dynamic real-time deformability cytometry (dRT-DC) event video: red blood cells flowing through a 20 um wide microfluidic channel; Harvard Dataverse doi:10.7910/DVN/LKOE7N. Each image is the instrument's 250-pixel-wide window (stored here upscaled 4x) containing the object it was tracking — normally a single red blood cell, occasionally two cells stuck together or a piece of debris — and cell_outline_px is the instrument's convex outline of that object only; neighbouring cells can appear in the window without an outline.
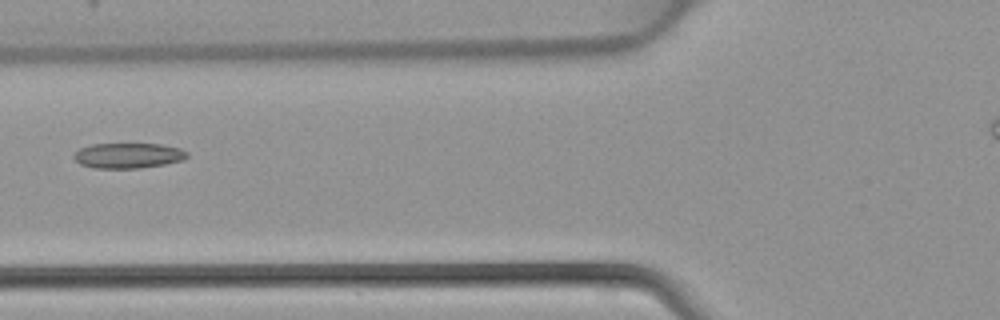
{"species": "common noctule bat (a hibernating species)", "species_latin": "Nyctalus noctula", "temperature_condition": "warm", "stored_images_in_passage": 42, "camera_frame_rate_fps": 3000, "um_per_image_px": 0.085, "animal": {"sex": "female", "body_mass_g": 22.7, "forearm_length_mm": 54.2}, "frame": {"image": 1, "passage_image": 18, "time_ms": 5.667, "image_size_px": [1000, 320], "cell_outline_px": [[188, 156], [184, 160], [164, 164], [140, 168], [92, 168], [80, 164], [72, 156], [80, 148], [92, 144], [160, 144], [180, 148], [188, 152]], "centroid_in_image_um": [10.9, 13.22], "position_along_channel_um": 114.9, "area_um2": 16.7}}
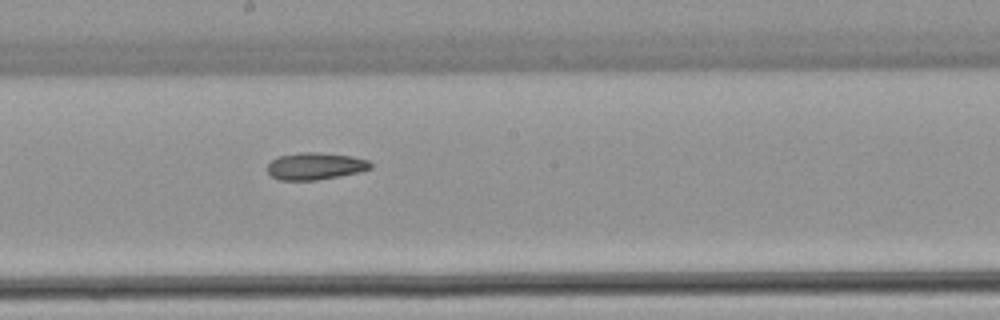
{"frame": {"image": 2, "passage_image": 25, "time_ms": 8.0, "image_size_px": [1000, 320], "cell_outline_px": [[372, 168], [360, 172], [316, 180], [280, 180], [272, 176], [268, 172], [268, 164], [272, 160], [280, 156], [300, 152], [320, 152], [352, 156], [368, 160], [372, 164]], "centroid_in_image_um": [26.82, 14.11], "position_along_channel_um": 221.4, "area_um2": 16.24}}
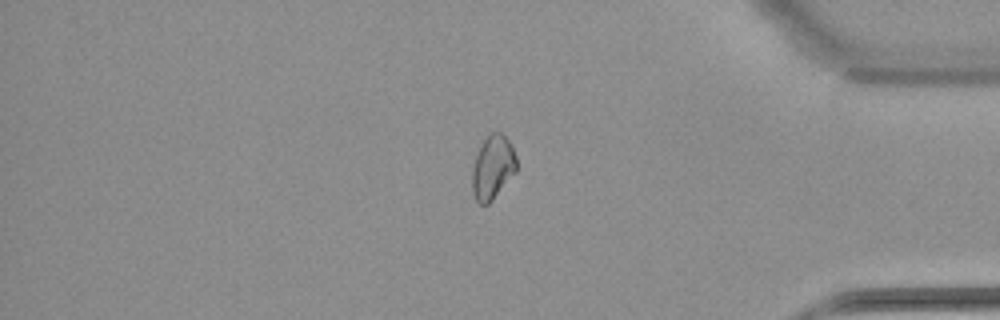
{"frame": {"image": 3, "passage_image": 38, "time_ms": 12.333, "image_size_px": [1000, 320], "cell_outline_px": [[516, 172], [492, 200], [488, 204], [480, 204], [476, 200], [472, 192], [472, 168], [476, 156], [484, 140], [492, 132], [500, 132], [508, 140], [516, 156]], "centroid_in_image_um": [41.87, 14.25], "position_along_channel_um": 393.3, "area_um2": 16.24}}